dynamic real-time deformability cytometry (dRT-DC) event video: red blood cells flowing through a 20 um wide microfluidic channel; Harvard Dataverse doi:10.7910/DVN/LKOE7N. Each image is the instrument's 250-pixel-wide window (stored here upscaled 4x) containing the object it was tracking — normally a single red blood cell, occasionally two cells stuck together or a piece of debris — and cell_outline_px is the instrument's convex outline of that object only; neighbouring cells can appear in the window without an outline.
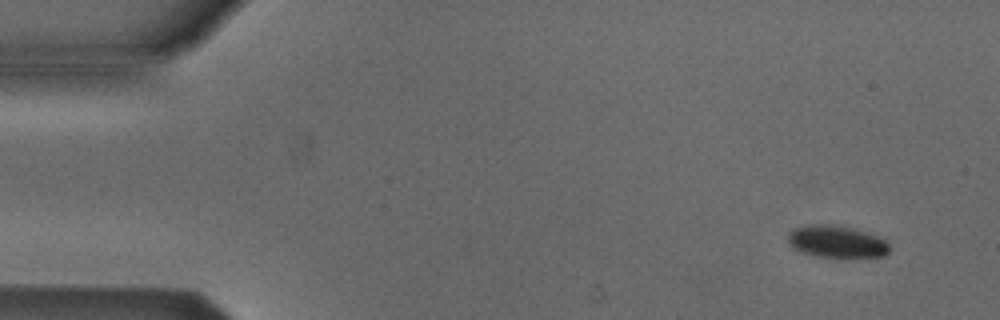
{"species": "Egyptian fruit bat (a non-hibernating species)", "species_latin": "Rousettus aegyptiacus", "temperature_condition": "cold", "stored_images_in_passage": 4, "camera_frame_rate_fps": 3000, "um_per_image_px": 0.085, "animal": {"sex": "male"}, "frame": {"image": 1, "passage_image": 1, "time_ms": 0.0, "image_size_px": [1000, 320], "cell_outline_px": [[888, 252], [884, 256], [848, 260], [812, 256], [800, 252], [792, 248], [788, 244], [788, 232], [796, 228], [812, 224], [828, 224], [852, 228], [868, 232], [880, 236], [888, 244]], "centroid_in_image_um": [71.12, 20.6], "position_along_channel_um": 13.9, "area_um2": 19.88}}
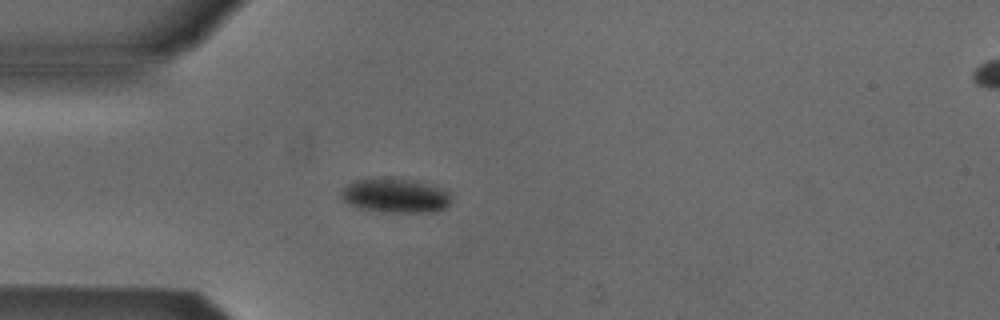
{"frame": {"image": 2, "passage_image": 4, "time_ms": 3.667, "image_size_px": [1000, 320], "cell_outline_px": [[448, 208], [436, 212], [380, 212], [360, 208], [348, 204], [340, 196], [340, 188], [352, 180], [380, 176], [392, 176], [416, 180], [432, 184], [448, 192]], "centroid_in_image_um": [33.53, 16.58], "position_along_channel_um": 51.5, "area_um2": 22.89}}